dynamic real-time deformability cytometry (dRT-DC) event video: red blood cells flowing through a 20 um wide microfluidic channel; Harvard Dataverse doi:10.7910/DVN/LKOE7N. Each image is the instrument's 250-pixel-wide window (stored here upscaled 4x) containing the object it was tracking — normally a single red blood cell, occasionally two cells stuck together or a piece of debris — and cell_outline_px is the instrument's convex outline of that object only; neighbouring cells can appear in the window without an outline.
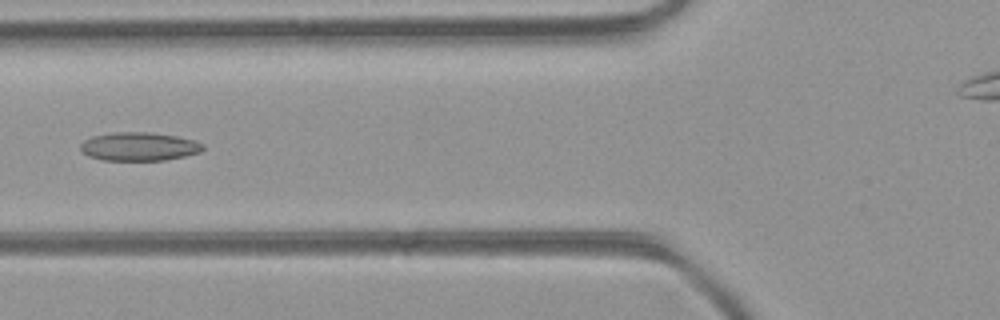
{"species": "common noctule bat (a hibernating species)", "species_latin": "Nyctalus noctula", "temperature_condition": "room temperature", "stored_images_in_passage": 6, "camera_frame_rate_fps": 3000, "um_per_image_px": 0.085, "animal": {"sex": "female", "body_mass_g": 21.9}, "frame": {"image": 1, "passage_image": 5, "time_ms": 1.333, "image_size_px": [1000, 320], "cell_outline_px": [[204, 148], [200, 152], [184, 156], [164, 160], [100, 160], [88, 156], [80, 152], [80, 144], [84, 140], [92, 136], [116, 132], [148, 132], [176, 136], [192, 140], [204, 144]], "centroid_in_image_um": [11.77, 12.46], "position_along_channel_um": 114.0, "area_um2": 20.35}}
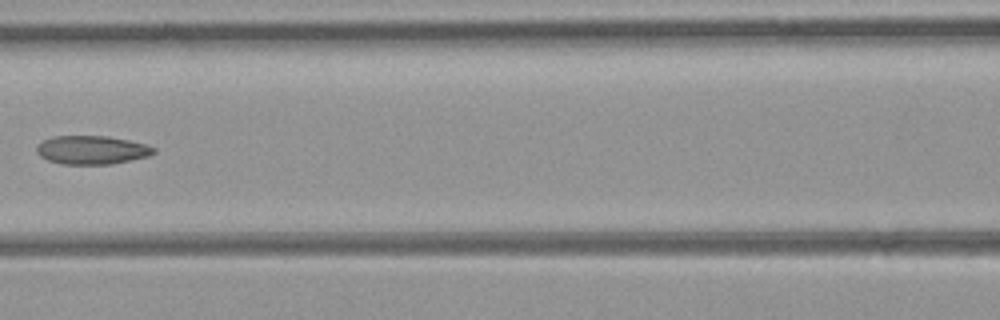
{"frame": {"image": 2, "passage_image": 6, "time_ms": 1.667, "image_size_px": [1000, 320], "cell_outline_px": [[156, 152], [148, 156], [112, 164], [64, 164], [48, 160], [40, 156], [36, 152], [36, 144], [52, 136], [108, 136], [128, 140], [144, 144], [156, 148]], "centroid_in_image_um": [7.78, 12.74], "position_along_channel_um": 158.8, "area_um2": 19.48}}